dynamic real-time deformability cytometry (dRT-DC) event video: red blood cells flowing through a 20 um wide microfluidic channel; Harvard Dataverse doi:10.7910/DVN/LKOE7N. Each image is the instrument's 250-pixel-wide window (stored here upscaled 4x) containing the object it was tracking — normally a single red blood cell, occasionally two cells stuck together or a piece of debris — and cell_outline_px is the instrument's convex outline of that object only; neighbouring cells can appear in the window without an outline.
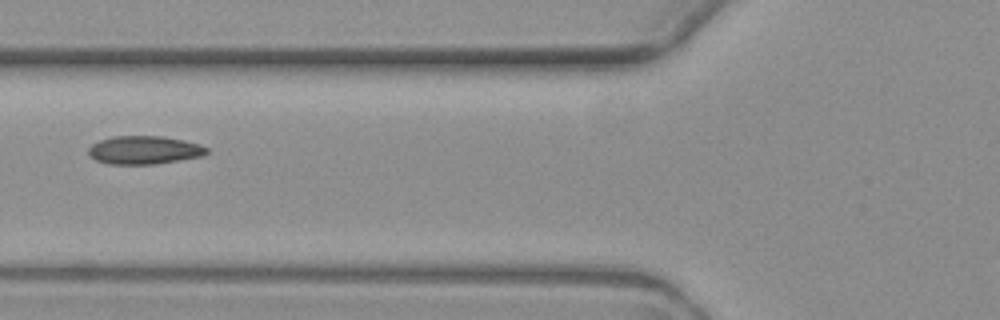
{"species": "common noctule bat (a hibernating species)", "species_latin": "Nyctalus noctula", "temperature_condition": "warm", "stored_images_in_passage": 9, "camera_frame_rate_fps": 3000, "um_per_image_px": 0.085, "animal": {"sex": "female", "body_mass_g": 19.3, "forearm_length_mm": 54.1}, "frame": {"image": 1, "passage_image": 7, "time_ms": 8.333, "image_size_px": [1000, 320], "cell_outline_px": [[208, 152], [200, 156], [156, 164], [108, 164], [96, 160], [88, 156], [88, 148], [92, 144], [100, 140], [112, 136], [164, 136], [184, 140], [200, 144], [208, 148]], "centroid_in_image_um": [12.22, 12.75], "position_along_channel_um": 113.6, "area_um2": 19.54}}
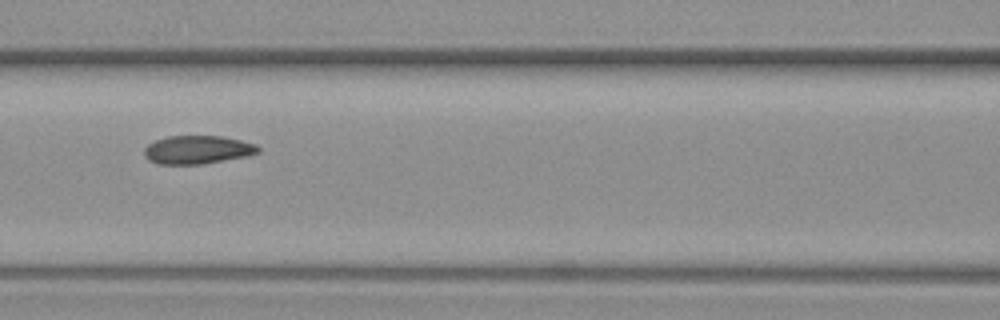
{"frame": {"image": 2, "passage_image": 8, "time_ms": 9.333, "image_size_px": [1000, 320], "cell_outline_px": [[260, 152], [248, 156], [200, 164], [156, 164], [148, 160], [144, 156], [144, 148], [148, 144], [156, 140], [168, 136], [224, 136], [256, 144], [260, 148]], "centroid_in_image_um": [16.78, 12.73], "position_along_channel_um": 149.8, "area_um2": 18.9}}
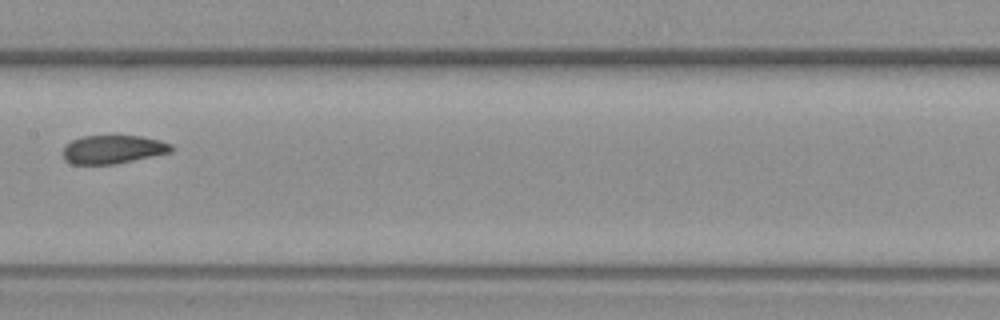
{"frame": {"image": 3, "passage_image": 9, "time_ms": 10.667, "image_size_px": [1000, 320], "cell_outline_px": [[172, 152], [112, 164], [72, 164], [64, 160], [60, 152], [64, 144], [80, 136], [116, 132], [144, 136], [160, 140], [172, 144]], "centroid_in_image_um": [9.54, 12.63], "position_along_channel_um": 197.9, "area_um2": 19.07}}